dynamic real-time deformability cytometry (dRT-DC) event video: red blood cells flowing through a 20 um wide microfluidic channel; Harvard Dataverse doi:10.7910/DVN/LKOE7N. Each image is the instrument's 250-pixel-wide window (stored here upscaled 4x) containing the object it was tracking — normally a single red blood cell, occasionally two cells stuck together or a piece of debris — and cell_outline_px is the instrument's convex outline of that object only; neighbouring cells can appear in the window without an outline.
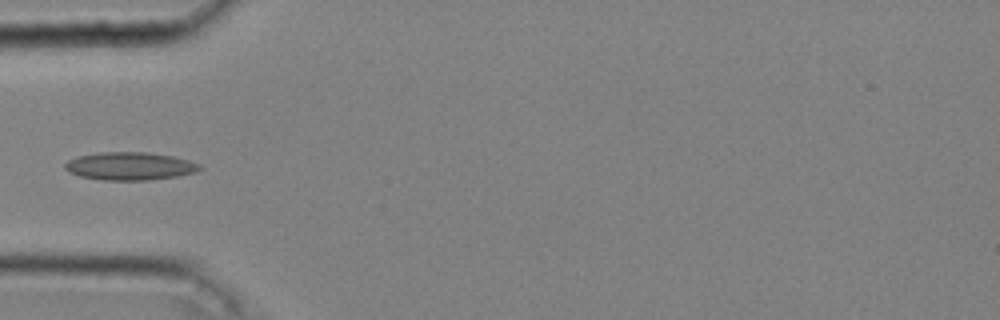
{"species": "common noctule bat (a hibernating species)", "species_latin": "Nyctalus noctula", "temperature_condition": "cold", "stored_images_in_passage": 32, "camera_frame_rate_fps": 3000, "um_per_image_px": 0.085, "animal": {"sex": "male", "body_mass_g": 20.4}, "frame": {"image": 1, "passage_image": 1, "time_ms": 0.0, "image_size_px": [1000, 320], "cell_outline_px": [[204, 168], [196, 172], [176, 176], [148, 180], [104, 180], [80, 176], [68, 172], [64, 168], [64, 164], [68, 160], [76, 156], [100, 152], [148, 152], [172, 156], [188, 160], [200, 164]], "centroid_in_image_um": [11.03, 14.11], "position_along_channel_um": 74.0, "area_um2": 22.02}}
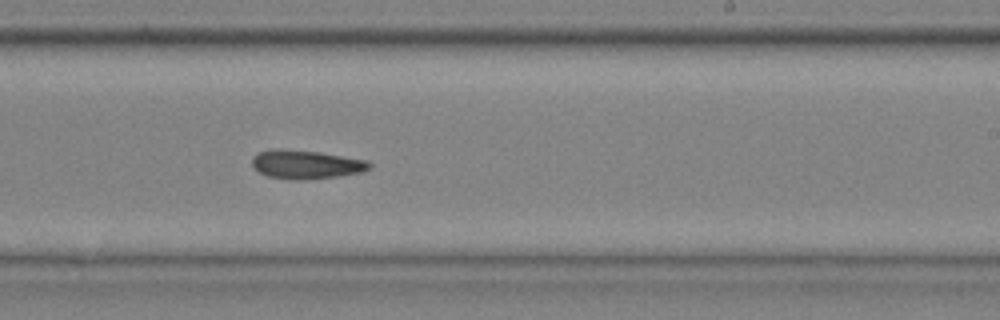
{"frame": {"image": 2, "passage_image": 15, "time_ms": 4.667, "image_size_px": [1000, 320], "cell_outline_px": [[372, 168], [364, 172], [336, 176], [296, 180], [292, 180], [268, 176], [260, 172], [252, 164], [252, 156], [256, 152], [276, 148], [280, 148], [316, 152], [368, 160], [372, 164]], "centroid_in_image_um": [26.01, 13.97], "position_along_channel_um": 263.0, "area_um2": 19.59}}
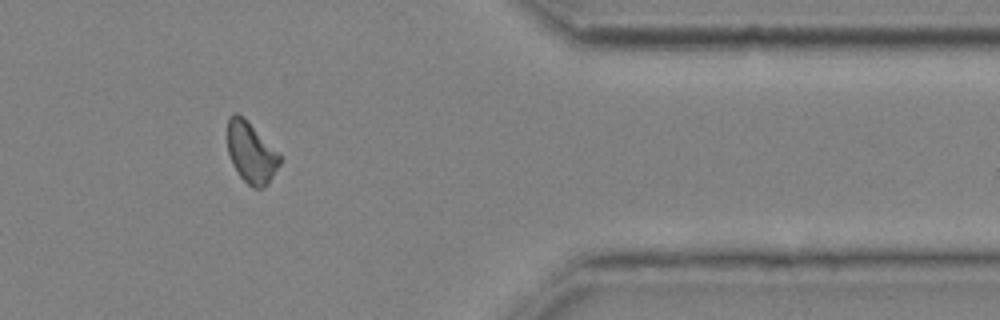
{"frame": {"image": 3, "passage_image": 26, "time_ms": 8.333, "image_size_px": [1000, 320], "cell_outline_px": [[284, 160], [268, 184], [264, 188], [252, 188], [240, 176], [232, 164], [228, 152], [228, 116], [232, 112], [236, 112], [244, 116], [284, 156]], "centroid_in_image_um": [21.4, 12.95], "position_along_channel_um": 390.0, "area_um2": 19.31}}